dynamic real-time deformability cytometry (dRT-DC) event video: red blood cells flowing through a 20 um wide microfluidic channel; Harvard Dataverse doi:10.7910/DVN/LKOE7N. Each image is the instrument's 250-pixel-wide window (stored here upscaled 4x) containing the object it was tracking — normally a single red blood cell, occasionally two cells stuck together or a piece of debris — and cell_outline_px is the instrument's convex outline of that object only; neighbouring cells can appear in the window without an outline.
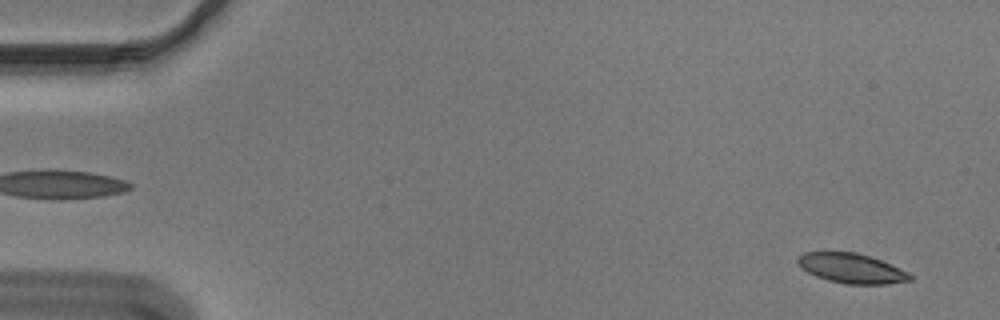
{"species": "Egyptian fruit bat (a non-hibernating species)", "species_latin": "Rousettus aegyptiacus", "temperature_condition": "cold", "stored_images_in_passage": 21, "camera_frame_rate_fps": 3000, "um_per_image_px": 0.085, "animal": {"sex": "male"}, "frame": {"image": 1, "passage_image": 4, "time_ms": 1.0, "image_size_px": [1000, 320], "cell_outline_px": [[916, 276], [912, 280], [888, 284], [848, 284], [828, 280], [816, 276], [808, 272], [796, 260], [804, 252], [856, 252], [872, 256], [908, 272]], "centroid_in_image_um": [72.45, 22.81], "position_along_channel_um": 12.5, "area_um2": 19.42}}
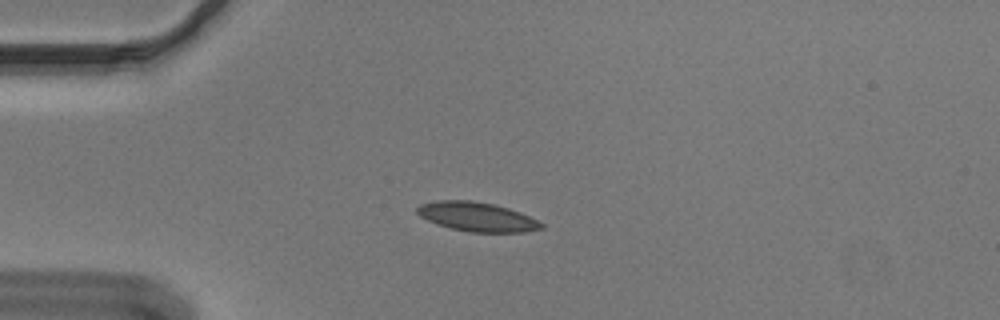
{"frame": {"image": 2, "passage_image": 15, "time_ms": 4.667, "image_size_px": [1000, 320], "cell_outline_px": [[544, 228], [524, 232], [468, 232], [436, 224], [420, 216], [416, 212], [416, 208], [420, 204], [436, 200], [472, 200], [492, 204], [508, 208], [520, 212], [544, 224]], "centroid_in_image_um": [40.52, 18.42], "position_along_channel_um": 44.5, "area_um2": 21.1}}
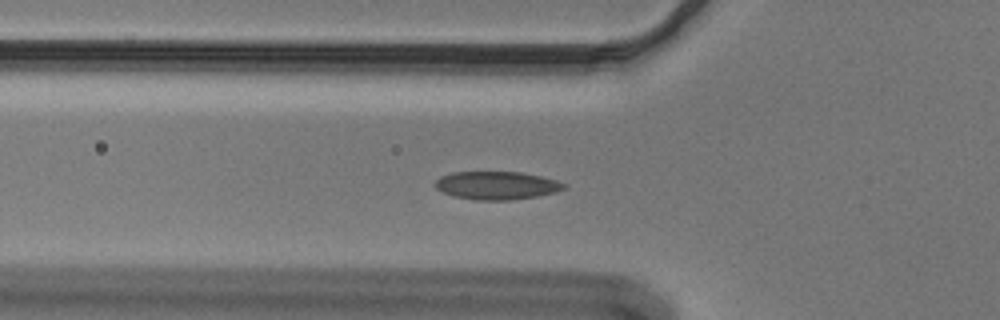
{"frame": {"image": 3, "passage_image": 20, "time_ms": 6.333, "image_size_px": [1000, 320], "cell_outline_px": [[568, 188], [556, 192], [536, 196], [512, 200], [476, 200], [452, 196], [436, 188], [436, 180], [440, 176], [452, 172], [520, 172], [540, 176], [556, 180], [564, 184]], "centroid_in_image_um": [42.22, 15.76], "position_along_channel_um": 83.6, "area_um2": 21.04}}